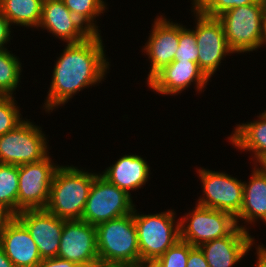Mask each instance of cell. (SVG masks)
I'll return each mask as SVG.
<instances>
[{
    "instance_id": "6da1fadb",
    "label": "cell",
    "mask_w": 266,
    "mask_h": 267,
    "mask_svg": "<svg viewBox=\"0 0 266 267\" xmlns=\"http://www.w3.org/2000/svg\"><path fill=\"white\" fill-rule=\"evenodd\" d=\"M59 57L44 103L49 113L84 88L100 83L110 65L100 33H93L82 42L67 43Z\"/></svg>"
},
{
    "instance_id": "7a4b0ae2",
    "label": "cell",
    "mask_w": 266,
    "mask_h": 267,
    "mask_svg": "<svg viewBox=\"0 0 266 267\" xmlns=\"http://www.w3.org/2000/svg\"><path fill=\"white\" fill-rule=\"evenodd\" d=\"M96 175L74 166H60L54 174L45 209L64 220H81Z\"/></svg>"
},
{
    "instance_id": "3957f363",
    "label": "cell",
    "mask_w": 266,
    "mask_h": 267,
    "mask_svg": "<svg viewBox=\"0 0 266 267\" xmlns=\"http://www.w3.org/2000/svg\"><path fill=\"white\" fill-rule=\"evenodd\" d=\"M95 227L99 263H132L140 260L134 211Z\"/></svg>"
},
{
    "instance_id": "277c9868",
    "label": "cell",
    "mask_w": 266,
    "mask_h": 267,
    "mask_svg": "<svg viewBox=\"0 0 266 267\" xmlns=\"http://www.w3.org/2000/svg\"><path fill=\"white\" fill-rule=\"evenodd\" d=\"M265 8V2H257L232 8L217 17L233 53L260 48Z\"/></svg>"
},
{
    "instance_id": "5b68a950",
    "label": "cell",
    "mask_w": 266,
    "mask_h": 267,
    "mask_svg": "<svg viewBox=\"0 0 266 267\" xmlns=\"http://www.w3.org/2000/svg\"><path fill=\"white\" fill-rule=\"evenodd\" d=\"M136 211L134 208L140 260L158 259L180 240V221L175 222L174 210L148 215Z\"/></svg>"
},
{
    "instance_id": "8992f818",
    "label": "cell",
    "mask_w": 266,
    "mask_h": 267,
    "mask_svg": "<svg viewBox=\"0 0 266 267\" xmlns=\"http://www.w3.org/2000/svg\"><path fill=\"white\" fill-rule=\"evenodd\" d=\"M33 122L23 120L0 136V164L20 166L43 160L48 154L47 138Z\"/></svg>"
},
{
    "instance_id": "52a82bcc",
    "label": "cell",
    "mask_w": 266,
    "mask_h": 267,
    "mask_svg": "<svg viewBox=\"0 0 266 267\" xmlns=\"http://www.w3.org/2000/svg\"><path fill=\"white\" fill-rule=\"evenodd\" d=\"M131 198L99 173L91 185L81 220L96 226L133 213L135 205Z\"/></svg>"
},
{
    "instance_id": "ba28073f",
    "label": "cell",
    "mask_w": 266,
    "mask_h": 267,
    "mask_svg": "<svg viewBox=\"0 0 266 267\" xmlns=\"http://www.w3.org/2000/svg\"><path fill=\"white\" fill-rule=\"evenodd\" d=\"M192 210L180 220V239L194 247L225 237L237 227L235 217L226 211L197 204Z\"/></svg>"
},
{
    "instance_id": "9c48e42d",
    "label": "cell",
    "mask_w": 266,
    "mask_h": 267,
    "mask_svg": "<svg viewBox=\"0 0 266 267\" xmlns=\"http://www.w3.org/2000/svg\"><path fill=\"white\" fill-rule=\"evenodd\" d=\"M51 161L48 155L41 161L18 166V213L46 208L54 174L60 167Z\"/></svg>"
},
{
    "instance_id": "30bf717a",
    "label": "cell",
    "mask_w": 266,
    "mask_h": 267,
    "mask_svg": "<svg viewBox=\"0 0 266 267\" xmlns=\"http://www.w3.org/2000/svg\"><path fill=\"white\" fill-rule=\"evenodd\" d=\"M204 197L197 205L226 211L236 217L243 203V183L225 172L198 169Z\"/></svg>"
},
{
    "instance_id": "8fae6325",
    "label": "cell",
    "mask_w": 266,
    "mask_h": 267,
    "mask_svg": "<svg viewBox=\"0 0 266 267\" xmlns=\"http://www.w3.org/2000/svg\"><path fill=\"white\" fill-rule=\"evenodd\" d=\"M196 17V43L198 47V65L210 79L221 65L226 55L233 54L229 48L221 22L193 10ZM225 56V57H224Z\"/></svg>"
},
{
    "instance_id": "7c38bea8",
    "label": "cell",
    "mask_w": 266,
    "mask_h": 267,
    "mask_svg": "<svg viewBox=\"0 0 266 267\" xmlns=\"http://www.w3.org/2000/svg\"><path fill=\"white\" fill-rule=\"evenodd\" d=\"M57 257L80 267H97L96 227L83 220H64Z\"/></svg>"
},
{
    "instance_id": "4fadbf2b",
    "label": "cell",
    "mask_w": 266,
    "mask_h": 267,
    "mask_svg": "<svg viewBox=\"0 0 266 267\" xmlns=\"http://www.w3.org/2000/svg\"><path fill=\"white\" fill-rule=\"evenodd\" d=\"M15 217L29 231L42 259L57 257L64 219L46 209L24 210Z\"/></svg>"
},
{
    "instance_id": "5bb4252c",
    "label": "cell",
    "mask_w": 266,
    "mask_h": 267,
    "mask_svg": "<svg viewBox=\"0 0 266 267\" xmlns=\"http://www.w3.org/2000/svg\"><path fill=\"white\" fill-rule=\"evenodd\" d=\"M154 21L149 40L143 48L151 60L147 83L165 66L174 61L179 45V24L170 22L162 15Z\"/></svg>"
},
{
    "instance_id": "9a60e30c",
    "label": "cell",
    "mask_w": 266,
    "mask_h": 267,
    "mask_svg": "<svg viewBox=\"0 0 266 267\" xmlns=\"http://www.w3.org/2000/svg\"><path fill=\"white\" fill-rule=\"evenodd\" d=\"M210 79L192 61H173L160 70L147 84L158 94L175 95L190 87L193 82L202 92Z\"/></svg>"
},
{
    "instance_id": "2e32d148",
    "label": "cell",
    "mask_w": 266,
    "mask_h": 267,
    "mask_svg": "<svg viewBox=\"0 0 266 267\" xmlns=\"http://www.w3.org/2000/svg\"><path fill=\"white\" fill-rule=\"evenodd\" d=\"M66 43H78L93 32L64 5L62 0H44L39 26Z\"/></svg>"
},
{
    "instance_id": "e0dca14e",
    "label": "cell",
    "mask_w": 266,
    "mask_h": 267,
    "mask_svg": "<svg viewBox=\"0 0 266 267\" xmlns=\"http://www.w3.org/2000/svg\"><path fill=\"white\" fill-rule=\"evenodd\" d=\"M248 229L237 226L229 235L211 240L199 246L209 267H232L252 248V238Z\"/></svg>"
},
{
    "instance_id": "ac0fdd59",
    "label": "cell",
    "mask_w": 266,
    "mask_h": 267,
    "mask_svg": "<svg viewBox=\"0 0 266 267\" xmlns=\"http://www.w3.org/2000/svg\"><path fill=\"white\" fill-rule=\"evenodd\" d=\"M0 245L15 267H36L42 260L29 231L15 216L5 224Z\"/></svg>"
},
{
    "instance_id": "d6986e66",
    "label": "cell",
    "mask_w": 266,
    "mask_h": 267,
    "mask_svg": "<svg viewBox=\"0 0 266 267\" xmlns=\"http://www.w3.org/2000/svg\"><path fill=\"white\" fill-rule=\"evenodd\" d=\"M150 167L139 155H124L100 174L107 181L131 195L130 190L139 189L150 179Z\"/></svg>"
},
{
    "instance_id": "ffe728a7",
    "label": "cell",
    "mask_w": 266,
    "mask_h": 267,
    "mask_svg": "<svg viewBox=\"0 0 266 267\" xmlns=\"http://www.w3.org/2000/svg\"><path fill=\"white\" fill-rule=\"evenodd\" d=\"M248 183H243V203L240 213L235 217L245 220L249 224L261 219L266 224V173L255 166Z\"/></svg>"
},
{
    "instance_id": "44dd1931",
    "label": "cell",
    "mask_w": 266,
    "mask_h": 267,
    "mask_svg": "<svg viewBox=\"0 0 266 267\" xmlns=\"http://www.w3.org/2000/svg\"><path fill=\"white\" fill-rule=\"evenodd\" d=\"M253 122L237 124L229 138L231 144L240 150L252 151L257 163L266 154V110Z\"/></svg>"
},
{
    "instance_id": "7402d4cb",
    "label": "cell",
    "mask_w": 266,
    "mask_h": 267,
    "mask_svg": "<svg viewBox=\"0 0 266 267\" xmlns=\"http://www.w3.org/2000/svg\"><path fill=\"white\" fill-rule=\"evenodd\" d=\"M44 0H0V11L12 24L38 28Z\"/></svg>"
},
{
    "instance_id": "603a6c76",
    "label": "cell",
    "mask_w": 266,
    "mask_h": 267,
    "mask_svg": "<svg viewBox=\"0 0 266 267\" xmlns=\"http://www.w3.org/2000/svg\"><path fill=\"white\" fill-rule=\"evenodd\" d=\"M18 166L0 164V208L10 215L18 214Z\"/></svg>"
},
{
    "instance_id": "cb8c5ba5",
    "label": "cell",
    "mask_w": 266,
    "mask_h": 267,
    "mask_svg": "<svg viewBox=\"0 0 266 267\" xmlns=\"http://www.w3.org/2000/svg\"><path fill=\"white\" fill-rule=\"evenodd\" d=\"M7 49H0V95H11L20 84L21 63Z\"/></svg>"
},
{
    "instance_id": "d4e9b609",
    "label": "cell",
    "mask_w": 266,
    "mask_h": 267,
    "mask_svg": "<svg viewBox=\"0 0 266 267\" xmlns=\"http://www.w3.org/2000/svg\"><path fill=\"white\" fill-rule=\"evenodd\" d=\"M70 12L83 22L93 33L98 34V26L94 21L101 13H104L106 3L103 0H62ZM95 22V23H94Z\"/></svg>"
},
{
    "instance_id": "484cf974",
    "label": "cell",
    "mask_w": 266,
    "mask_h": 267,
    "mask_svg": "<svg viewBox=\"0 0 266 267\" xmlns=\"http://www.w3.org/2000/svg\"><path fill=\"white\" fill-rule=\"evenodd\" d=\"M257 2L264 0H193L192 8L203 15L217 18L232 8Z\"/></svg>"
},
{
    "instance_id": "4316f807",
    "label": "cell",
    "mask_w": 266,
    "mask_h": 267,
    "mask_svg": "<svg viewBox=\"0 0 266 267\" xmlns=\"http://www.w3.org/2000/svg\"><path fill=\"white\" fill-rule=\"evenodd\" d=\"M15 101L11 95H0V136L12 131L23 121Z\"/></svg>"
},
{
    "instance_id": "83f0119b",
    "label": "cell",
    "mask_w": 266,
    "mask_h": 267,
    "mask_svg": "<svg viewBox=\"0 0 266 267\" xmlns=\"http://www.w3.org/2000/svg\"><path fill=\"white\" fill-rule=\"evenodd\" d=\"M174 61H192L198 63V47L194 30L179 23V45Z\"/></svg>"
},
{
    "instance_id": "f1b7e54d",
    "label": "cell",
    "mask_w": 266,
    "mask_h": 267,
    "mask_svg": "<svg viewBox=\"0 0 266 267\" xmlns=\"http://www.w3.org/2000/svg\"><path fill=\"white\" fill-rule=\"evenodd\" d=\"M193 247L190 243L180 239L167 249L158 260L162 267H186L189 251Z\"/></svg>"
},
{
    "instance_id": "f546056e",
    "label": "cell",
    "mask_w": 266,
    "mask_h": 267,
    "mask_svg": "<svg viewBox=\"0 0 266 267\" xmlns=\"http://www.w3.org/2000/svg\"><path fill=\"white\" fill-rule=\"evenodd\" d=\"M186 267H209L205 256L199 247H193L189 251Z\"/></svg>"
},
{
    "instance_id": "4dcf8cb0",
    "label": "cell",
    "mask_w": 266,
    "mask_h": 267,
    "mask_svg": "<svg viewBox=\"0 0 266 267\" xmlns=\"http://www.w3.org/2000/svg\"><path fill=\"white\" fill-rule=\"evenodd\" d=\"M36 267H80V266L69 260L60 257H54V258L42 259L36 265Z\"/></svg>"
},
{
    "instance_id": "1f68e13d",
    "label": "cell",
    "mask_w": 266,
    "mask_h": 267,
    "mask_svg": "<svg viewBox=\"0 0 266 267\" xmlns=\"http://www.w3.org/2000/svg\"><path fill=\"white\" fill-rule=\"evenodd\" d=\"M11 26L9 20L0 11V49H6L4 46L10 41Z\"/></svg>"
},
{
    "instance_id": "d6a6232c",
    "label": "cell",
    "mask_w": 266,
    "mask_h": 267,
    "mask_svg": "<svg viewBox=\"0 0 266 267\" xmlns=\"http://www.w3.org/2000/svg\"><path fill=\"white\" fill-rule=\"evenodd\" d=\"M256 248V254L258 259L256 261V267H266V247H264L262 244Z\"/></svg>"
},
{
    "instance_id": "836d02e7",
    "label": "cell",
    "mask_w": 266,
    "mask_h": 267,
    "mask_svg": "<svg viewBox=\"0 0 266 267\" xmlns=\"http://www.w3.org/2000/svg\"><path fill=\"white\" fill-rule=\"evenodd\" d=\"M11 217H12V215H10L4 209L0 208V240H1L4 226L11 219Z\"/></svg>"
},
{
    "instance_id": "e575fe53",
    "label": "cell",
    "mask_w": 266,
    "mask_h": 267,
    "mask_svg": "<svg viewBox=\"0 0 266 267\" xmlns=\"http://www.w3.org/2000/svg\"><path fill=\"white\" fill-rule=\"evenodd\" d=\"M138 263L139 267H162L158 259H141Z\"/></svg>"
},
{
    "instance_id": "d590c367",
    "label": "cell",
    "mask_w": 266,
    "mask_h": 267,
    "mask_svg": "<svg viewBox=\"0 0 266 267\" xmlns=\"http://www.w3.org/2000/svg\"><path fill=\"white\" fill-rule=\"evenodd\" d=\"M0 267H15L12 261L5 255L4 249L0 245Z\"/></svg>"
},
{
    "instance_id": "8d00e7d4",
    "label": "cell",
    "mask_w": 266,
    "mask_h": 267,
    "mask_svg": "<svg viewBox=\"0 0 266 267\" xmlns=\"http://www.w3.org/2000/svg\"><path fill=\"white\" fill-rule=\"evenodd\" d=\"M263 44H266V8H265V11H264V18H263L262 36H261L260 47H262Z\"/></svg>"
},
{
    "instance_id": "74e56055",
    "label": "cell",
    "mask_w": 266,
    "mask_h": 267,
    "mask_svg": "<svg viewBox=\"0 0 266 267\" xmlns=\"http://www.w3.org/2000/svg\"><path fill=\"white\" fill-rule=\"evenodd\" d=\"M112 267H139L138 262L132 263H112Z\"/></svg>"
},
{
    "instance_id": "f35d334b",
    "label": "cell",
    "mask_w": 266,
    "mask_h": 267,
    "mask_svg": "<svg viewBox=\"0 0 266 267\" xmlns=\"http://www.w3.org/2000/svg\"><path fill=\"white\" fill-rule=\"evenodd\" d=\"M260 165V170L266 173V154L257 162Z\"/></svg>"
},
{
    "instance_id": "ab89813d",
    "label": "cell",
    "mask_w": 266,
    "mask_h": 267,
    "mask_svg": "<svg viewBox=\"0 0 266 267\" xmlns=\"http://www.w3.org/2000/svg\"><path fill=\"white\" fill-rule=\"evenodd\" d=\"M97 267H112V263H100Z\"/></svg>"
}]
</instances>
